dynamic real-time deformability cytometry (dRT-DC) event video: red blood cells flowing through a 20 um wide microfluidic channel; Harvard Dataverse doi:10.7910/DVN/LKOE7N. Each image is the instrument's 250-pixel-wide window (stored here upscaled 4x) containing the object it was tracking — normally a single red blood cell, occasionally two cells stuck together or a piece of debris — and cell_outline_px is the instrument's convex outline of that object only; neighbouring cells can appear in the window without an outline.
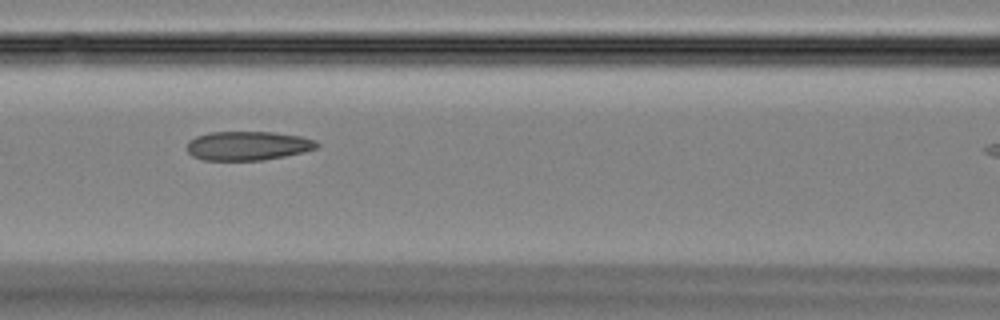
{"species": "Egyptian fruit bat (a non-hibernating species)", "species_latin": "Rousettus aegyptiacus", "temperature_condition": "room temperature", "stored_images_in_passage": 33, "camera_frame_rate_fps": 3000, "um_per_image_px": 0.085, "animal": {"sex": "female"}, "frame": {"image": 1, "passage_image": 14, "time_ms": 4.333, "image_size_px": [1000, 320], "cell_outline_px": [[320, 144], [316, 148], [304, 152], [264, 160], [204, 160], [192, 156], [188, 152], [188, 140], [196, 136], [208, 132], [272, 132], [300, 136], [316, 140]], "centroid_in_image_um": [21.06, 12.38], "position_along_channel_um": 145.5, "area_um2": 22.02}}
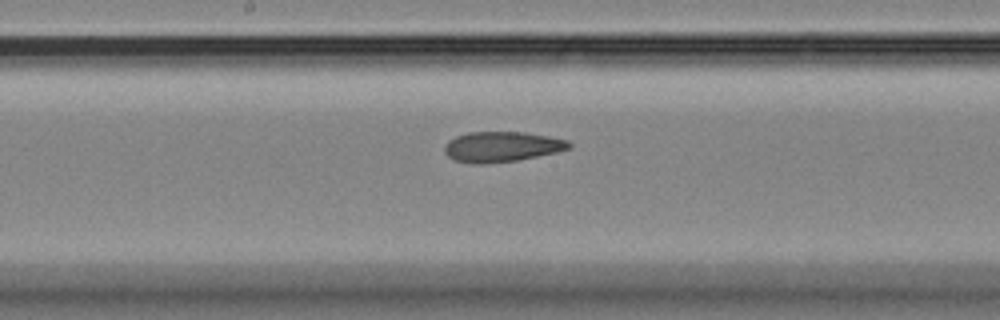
{"frame": {"image": 2, "passage_image": 18, "time_ms": 5.667, "image_size_px": [1000, 320], "cell_outline_px": [[572, 148], [556, 152], [516, 160], [484, 164], [472, 164], [452, 160], [444, 152], [444, 148], [448, 140], [456, 136], [468, 132], [524, 132], [548, 136], [568, 140], [572, 144]], "centroid_in_image_um": [42.63, 12.47], "position_along_channel_um": 205.6, "area_um2": 22.08}}
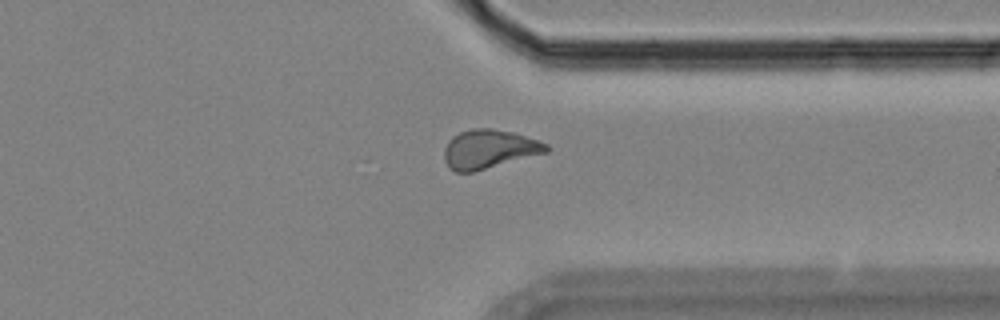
{"frame": {"image": 3, "passage_image": 29, "time_ms": 9.333, "image_size_px": [1000, 320], "cell_outline_px": [[552, 148], [548, 152], [472, 172], [456, 172], [448, 168], [444, 160], [444, 148], [448, 140], [452, 136], [460, 132], [472, 128], [492, 128], [512, 132], [548, 144]], "centroid_in_image_um": [41.54, 12.67], "position_along_channel_um": 369.9, "area_um2": 23.18}}